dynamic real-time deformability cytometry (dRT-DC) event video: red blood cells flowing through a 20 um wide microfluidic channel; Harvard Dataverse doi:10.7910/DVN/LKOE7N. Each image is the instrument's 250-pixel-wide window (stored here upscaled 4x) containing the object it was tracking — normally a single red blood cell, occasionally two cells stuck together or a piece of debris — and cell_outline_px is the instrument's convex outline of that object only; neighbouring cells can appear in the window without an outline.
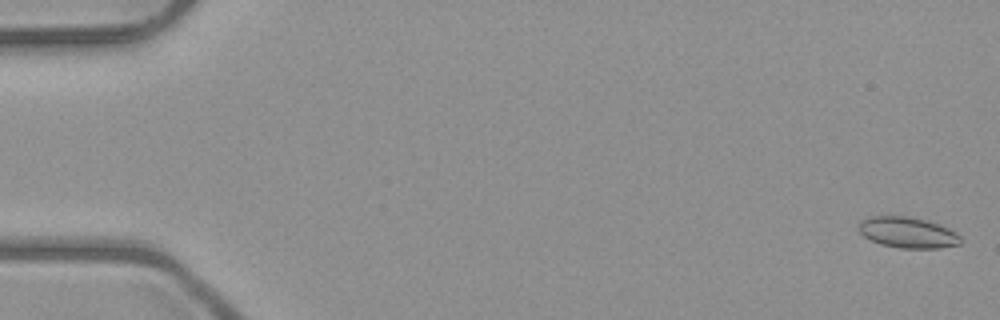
{"species": "common noctule bat (a hibernating species)", "species_latin": "Nyctalus noctula", "temperature_condition": "room temperature", "stored_images_in_passage": 7, "camera_frame_rate_fps": 3000, "um_per_image_px": 0.085, "animal": {"sex": "male", "body_mass_g": 23.1, "forearm_length_mm": 52.7}, "frame": {"image": 1, "passage_image": 1, "time_ms": 0.0, "image_size_px": [1000, 320], "cell_outline_px": [[964, 240], [960, 244], [940, 248], [900, 248], [880, 244], [864, 236], [860, 232], [860, 220], [872, 216], [912, 216], [928, 220], [948, 228], [956, 232]], "centroid_in_image_um": [77.2, 19.76], "position_along_channel_um": 7.8, "area_um2": 18.44}}
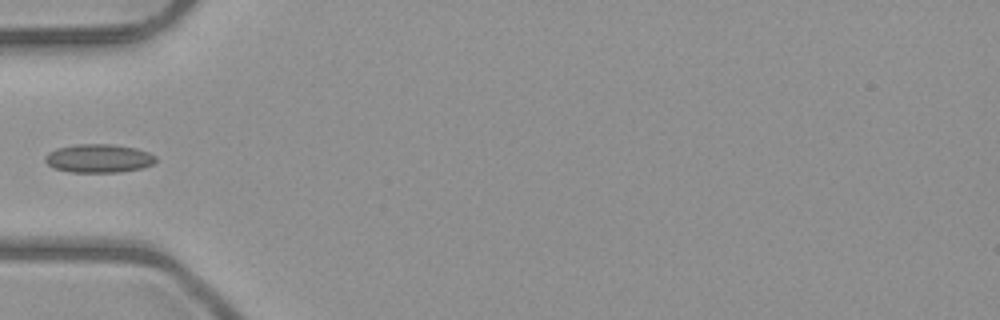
{"frame": {"image": 2, "passage_image": 5, "time_ms": 5.667, "image_size_px": [1000, 320], "cell_outline_px": [[156, 160], [152, 164], [144, 168], [120, 172], [72, 172], [52, 168], [44, 160], [44, 156], [48, 152], [56, 148], [76, 144], [112, 144], [136, 148], [148, 152], [156, 156]], "centroid_in_image_um": [8.37, 13.46], "position_along_channel_um": 76.6, "area_um2": 18.55}}
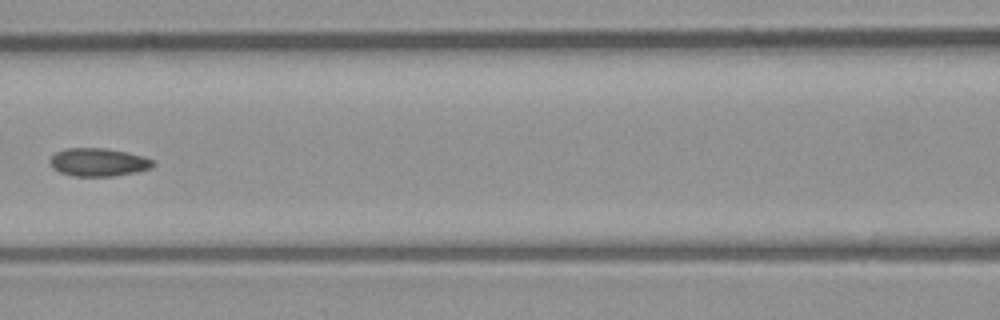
{"frame": {"image": 3, "passage_image": 7, "time_ms": 7.667, "image_size_px": [1000, 320], "cell_outline_px": [[156, 164], [152, 168], [136, 172], [112, 176], [72, 176], [60, 172], [52, 168], [48, 160], [56, 152], [64, 148], [104, 148], [128, 152], [144, 156], [156, 160]], "centroid_in_image_um": [8.39, 13.78], "position_along_channel_um": 158.2, "area_um2": 17.17}}